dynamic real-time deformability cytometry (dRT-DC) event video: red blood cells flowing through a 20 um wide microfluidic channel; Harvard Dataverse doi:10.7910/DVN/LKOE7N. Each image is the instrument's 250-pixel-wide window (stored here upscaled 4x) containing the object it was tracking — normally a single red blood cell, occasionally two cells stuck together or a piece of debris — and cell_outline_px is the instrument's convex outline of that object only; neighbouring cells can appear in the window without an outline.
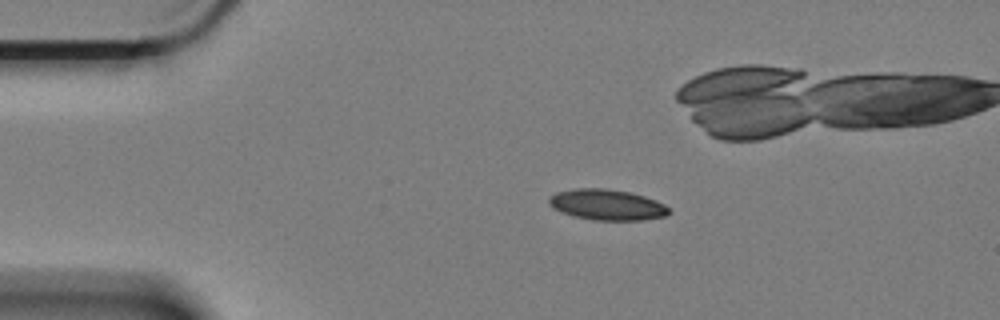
{"species": "Egyptian fruit bat (a non-hibernating species)", "species_latin": "Rousettus aegyptiacus", "temperature_condition": "cold", "stored_images_in_passage": 49, "camera_frame_rate_fps": 3000, "um_per_image_px": 0.085, "animal": {"sex": "female"}, "frame": {"image": 1, "passage_image": 1, "time_ms": 0.0, "image_size_px": [1000, 320], "cell_outline_px": [[672, 212], [664, 216], [640, 220], [592, 220], [576, 216], [552, 208], [548, 204], [548, 200], [556, 192], [576, 188], [608, 188], [628, 192], [644, 196], [656, 200], [664, 204]], "centroid_in_image_um": [51.6, 17.39], "position_along_channel_um": 33.4, "area_um2": 21.39}}
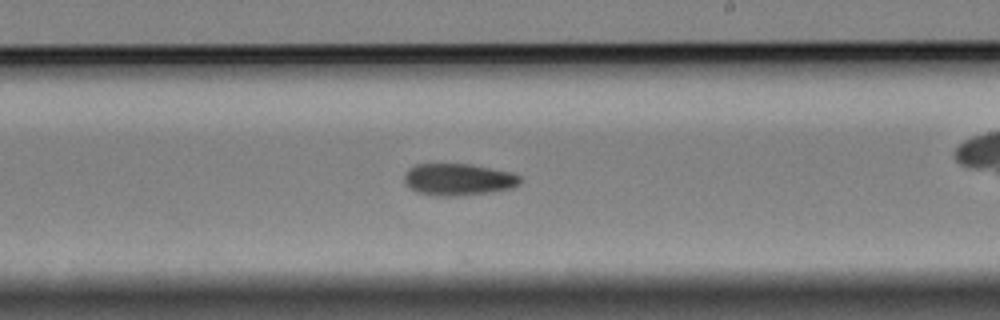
{"frame": {"image": 2, "passage_image": 24, "time_ms": 7.667, "image_size_px": [1000, 320], "cell_outline_px": [[520, 184], [512, 188], [488, 192], [460, 196], [440, 196], [416, 192], [404, 180], [404, 176], [416, 164], [472, 164], [512, 172], [520, 176]], "centroid_in_image_um": [39.01, 15.25], "position_along_channel_um": 250.0, "area_um2": 21.33}}
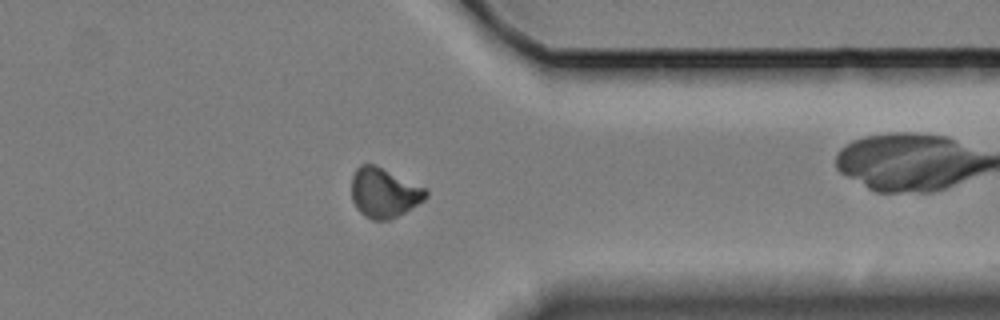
{"frame": {"image": 3, "passage_image": 36, "time_ms": 11.667, "image_size_px": [1000, 320], "cell_outline_px": [[428, 196], [424, 200], [404, 212], [388, 220], [372, 220], [364, 216], [356, 208], [352, 200], [352, 176], [356, 168], [360, 164], [376, 164], [424, 188], [428, 192]], "centroid_in_image_um": [32.61, 16.38], "position_along_channel_um": 378.8, "area_um2": 21.39}}